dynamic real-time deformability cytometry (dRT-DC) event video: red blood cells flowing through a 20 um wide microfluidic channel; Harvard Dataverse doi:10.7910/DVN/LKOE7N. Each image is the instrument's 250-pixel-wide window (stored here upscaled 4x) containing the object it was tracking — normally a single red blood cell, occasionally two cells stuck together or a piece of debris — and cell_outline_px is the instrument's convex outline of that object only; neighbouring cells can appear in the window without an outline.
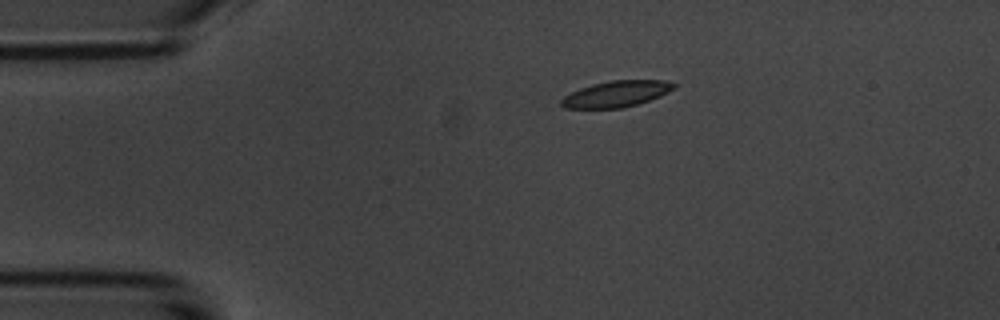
{"species": "common noctule bat (a hibernating species)", "species_latin": "Nyctalus noctula", "temperature_condition": "room temperature", "stored_images_in_passage": 5, "camera_frame_rate_fps": 3000, "um_per_image_px": 0.085, "animal": {"sex": "male", "body_mass_g": 20.1, "forearm_length_mm": 53.5}, "frame": {"image": 1, "passage_image": 1, "time_ms": 0.0, "image_size_px": [1000, 320], "cell_outline_px": [[676, 88], [660, 96], [636, 104], [620, 108], [564, 108], [560, 104], [560, 100], [564, 96], [580, 88], [592, 84], [612, 80], [664, 80], [676, 84]], "centroid_in_image_um": [52.38, 7.98], "position_along_channel_um": 32.6, "area_um2": 17.05}}
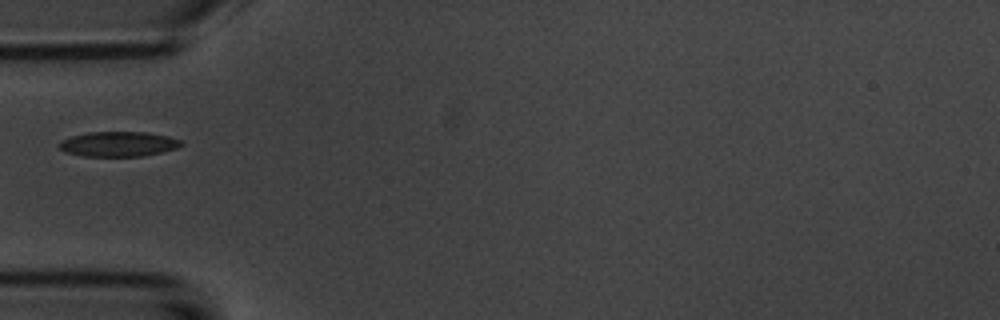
{"frame": {"image": 2, "passage_image": 3, "time_ms": 2.333, "image_size_px": [1000, 320], "cell_outline_px": [[184, 144], [176, 148], [144, 156], [80, 156], [64, 152], [56, 144], [72, 136], [88, 132], [148, 132], [168, 136], [180, 140]], "centroid_in_image_um": [10.04, 12.24], "position_along_channel_um": 75.0, "area_um2": 17.74}}
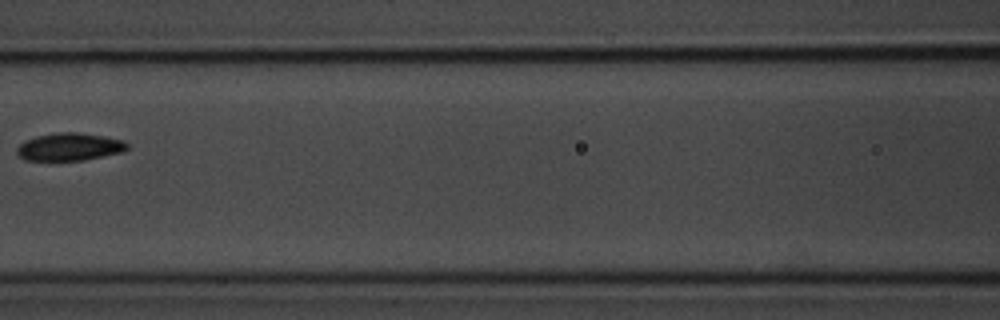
{"frame": {"image": 3, "passage_image": 5, "time_ms": 4.667, "image_size_px": [1000, 320], "cell_outline_px": [[128, 148], [124, 152], [84, 160], [24, 160], [16, 152], [16, 148], [24, 140], [36, 136], [56, 132], [80, 132], [104, 136], [124, 140], [128, 144]], "centroid_in_image_um": [5.92, 12.47], "position_along_channel_um": 160.7, "area_um2": 17.98}}